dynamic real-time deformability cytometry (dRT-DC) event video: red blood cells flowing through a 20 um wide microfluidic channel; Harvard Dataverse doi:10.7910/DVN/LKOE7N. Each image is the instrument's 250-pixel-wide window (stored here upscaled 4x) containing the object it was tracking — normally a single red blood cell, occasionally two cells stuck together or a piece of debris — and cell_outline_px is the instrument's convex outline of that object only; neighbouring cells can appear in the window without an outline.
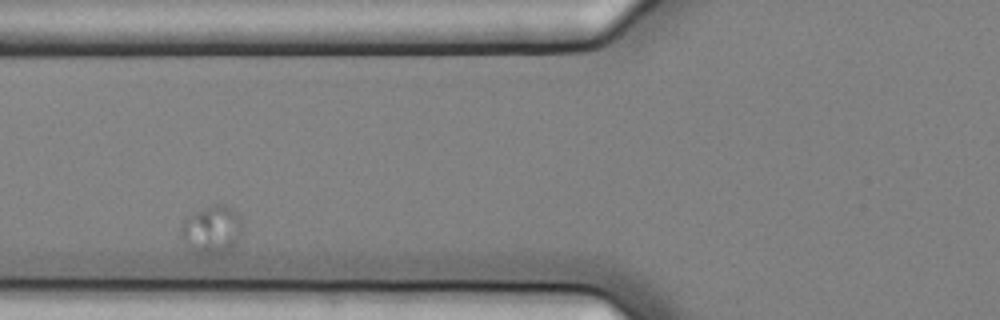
{"species": "common noctule bat (a hibernating species)", "species_latin": "Nyctalus noctula", "temperature_condition": "cold", "stored_images_in_passage": 4, "camera_frame_rate_fps": 3000, "um_per_image_px": 0.085, "animal": {"sex": "female", "body_mass_g": 25.1}, "frame": {"image": 1, "passage_image": 2, "time_ms": 0.333, "image_size_px": [1000, 320], "cell_outline_px": [[240, 232], [236, 244], [216, 252], [200, 252], [180, 232], [180, 224], [192, 212], [216, 204], [220, 204], [236, 212], [240, 216]], "centroid_in_image_um": [18.01, 19.41], "position_along_channel_um": 107.8, "area_um2": 15.72}}
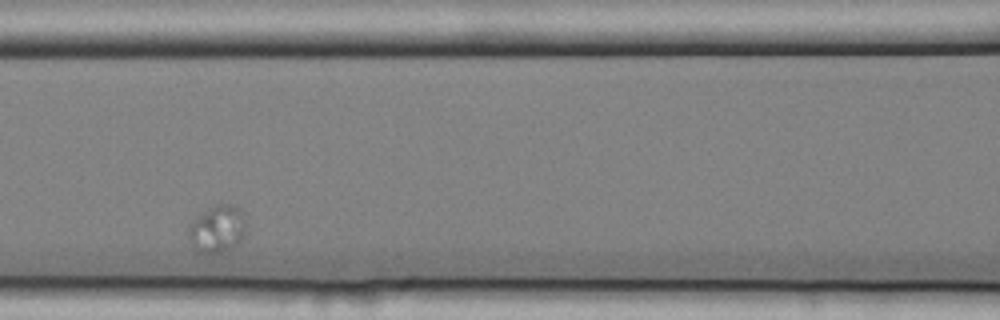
{"frame": {"image": 2, "passage_image": 3, "time_ms": 0.667, "image_size_px": [1000, 320], "cell_outline_px": [[244, 236], [236, 244], [224, 252], [200, 252], [188, 236], [188, 228], [192, 220], [208, 208], [216, 204], [232, 204], [240, 208], [244, 212]], "centroid_in_image_um": [18.49, 19.41], "position_along_channel_um": 148.1, "area_um2": 15.55}}